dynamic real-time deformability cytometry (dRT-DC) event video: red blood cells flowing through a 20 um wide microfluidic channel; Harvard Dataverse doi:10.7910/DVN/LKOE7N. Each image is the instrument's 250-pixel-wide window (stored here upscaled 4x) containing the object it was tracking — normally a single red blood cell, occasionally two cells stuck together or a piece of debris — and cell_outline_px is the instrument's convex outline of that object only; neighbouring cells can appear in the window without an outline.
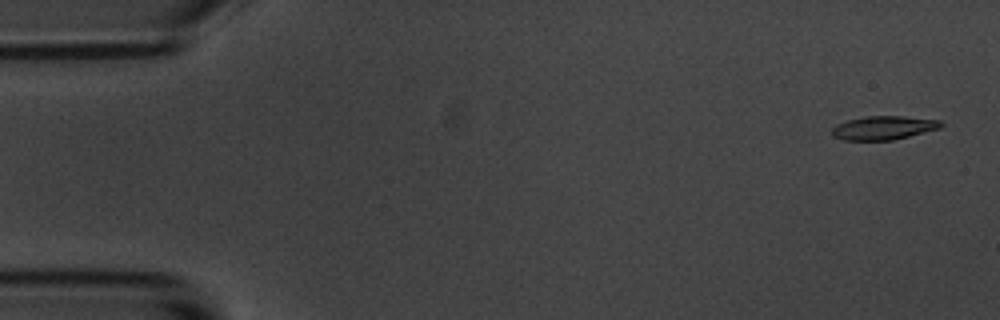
{"species": "common noctule bat (a hibernating species)", "species_latin": "Nyctalus noctula", "temperature_condition": "room temperature", "stored_images_in_passage": 4, "camera_frame_rate_fps": 3000, "um_per_image_px": 0.085, "animal": {"sex": "male", "body_mass_g": 20.1, "forearm_length_mm": 53.5}, "frame": {"image": 1, "passage_image": 1, "time_ms": 0.0, "image_size_px": [1000, 320], "cell_outline_px": [[944, 124], [940, 128], [892, 140], [844, 140], [832, 136], [832, 128], [836, 124], [848, 120], [864, 116], [904, 116], [940, 120]], "centroid_in_image_um": [75.08, 10.86], "position_along_channel_um": 9.9, "area_um2": 15.03}}
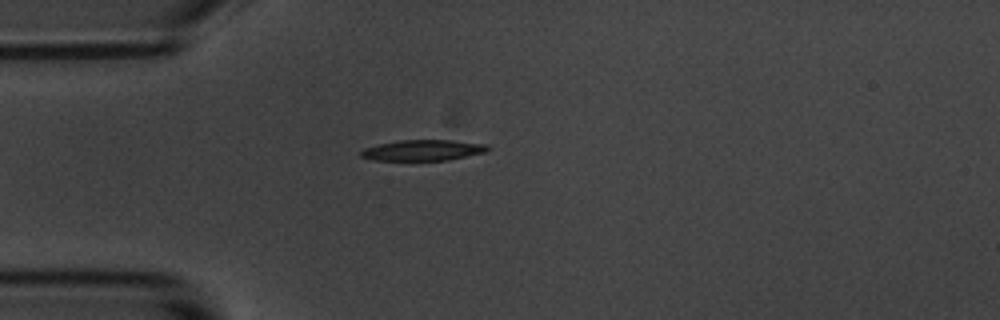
{"frame": {"image": 2, "passage_image": 4, "time_ms": 4.333, "image_size_px": [1000, 320], "cell_outline_px": [[492, 148], [488, 152], [448, 160], [372, 160], [360, 156], [360, 152], [364, 148], [380, 144], [400, 140], [452, 140], [488, 144]], "centroid_in_image_um": [36.03, 12.77], "position_along_channel_um": 49.0, "area_um2": 15.49}}